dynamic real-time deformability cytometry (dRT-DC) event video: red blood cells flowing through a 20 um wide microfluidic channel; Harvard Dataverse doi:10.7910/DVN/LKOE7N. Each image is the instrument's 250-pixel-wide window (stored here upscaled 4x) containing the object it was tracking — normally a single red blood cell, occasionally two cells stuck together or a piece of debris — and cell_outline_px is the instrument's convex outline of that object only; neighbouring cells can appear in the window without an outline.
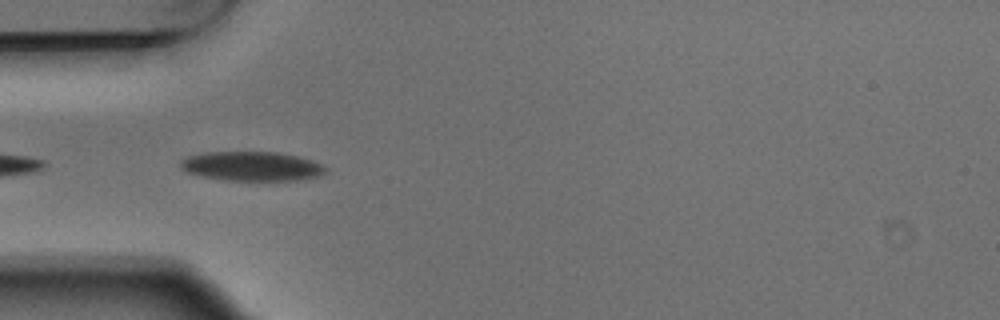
{"species": "Egyptian fruit bat (a non-hibernating species)", "species_latin": "Rousettus aegyptiacus", "temperature_condition": "warm", "stored_images_in_passage": 8, "camera_frame_rate_fps": 3000, "um_per_image_px": 0.085, "animal": {"sex": "male"}, "frame": {"image": 1, "passage_image": 4, "time_ms": 1.0, "image_size_px": [1000, 320], "cell_outline_px": [[324, 172], [320, 176], [304, 180], [224, 180], [200, 176], [188, 172], [180, 168], [180, 160], [188, 156], [204, 152], [276, 152], [296, 156], [312, 160], [320, 164], [324, 168]], "centroid_in_image_um": [21.36, 14.13], "position_along_channel_um": 63.6, "area_um2": 24.74}}
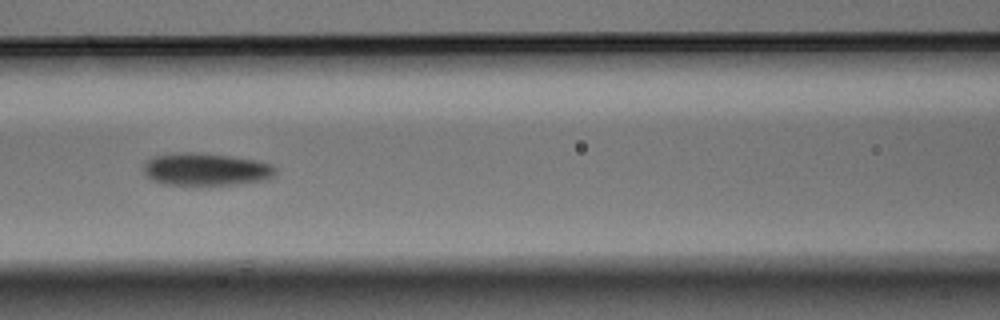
{"frame": {"image": 2, "passage_image": 6, "time_ms": 1.667, "image_size_px": [1000, 320], "cell_outline_px": [[276, 172], [268, 180], [240, 184], [164, 184], [152, 180], [144, 172], [144, 164], [152, 156], [176, 152], [200, 152], [256, 160], [272, 164], [276, 168]], "centroid_in_image_um": [17.52, 14.38], "position_along_channel_um": 149.1, "area_um2": 25.03}}
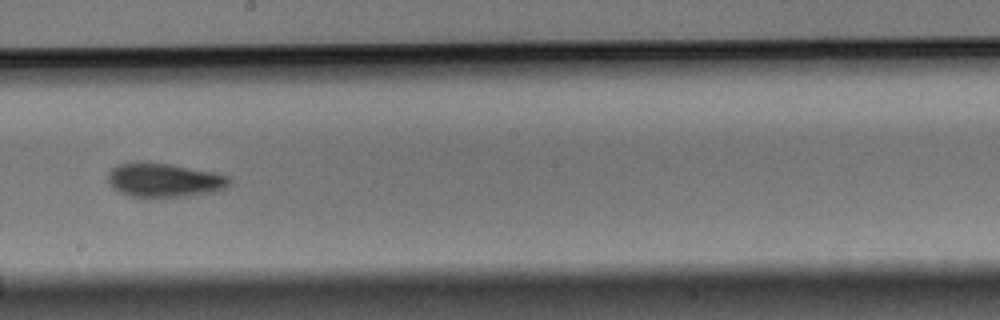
{"frame": {"image": 3, "passage_image": 8, "time_ms": 2.333, "image_size_px": [1000, 320], "cell_outline_px": [[232, 184], [216, 192], [188, 196], [128, 196], [112, 188], [108, 180], [108, 172], [116, 164], [168, 164], [212, 172], [232, 176]], "centroid_in_image_um": [14.03, 15.33], "position_along_channel_um": 234.2, "area_um2": 23.58}}